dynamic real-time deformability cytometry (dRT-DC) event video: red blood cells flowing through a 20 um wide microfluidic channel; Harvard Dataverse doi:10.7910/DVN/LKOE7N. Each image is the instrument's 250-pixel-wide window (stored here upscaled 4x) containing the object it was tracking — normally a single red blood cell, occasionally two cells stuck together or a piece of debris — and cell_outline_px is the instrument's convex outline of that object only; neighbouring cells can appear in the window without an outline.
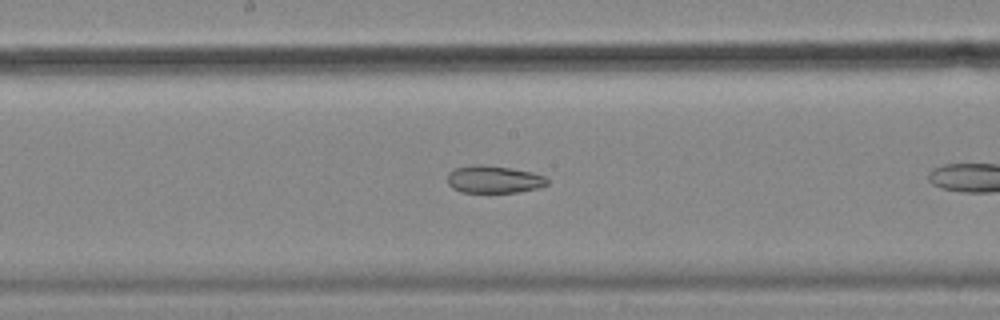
{"species": "common noctule bat (a hibernating species)", "species_latin": "Nyctalus noctula", "temperature_condition": "cold", "stored_images_in_passage": 13, "camera_frame_rate_fps": 3000, "um_per_image_px": 0.085, "animal": {"sex": "female", "body_mass_g": 18.4}, "frame": {"image": 1, "passage_image": 8, "time_ms": 2.333, "image_size_px": [1000, 320], "cell_outline_px": [[548, 184], [540, 188], [520, 192], [460, 192], [452, 188], [448, 184], [448, 172], [456, 168], [472, 164], [484, 164], [512, 168], [532, 172], [544, 176], [548, 180]], "centroid_in_image_um": [41.98, 15.24], "position_along_channel_um": 206.2, "area_um2": 16.18}}
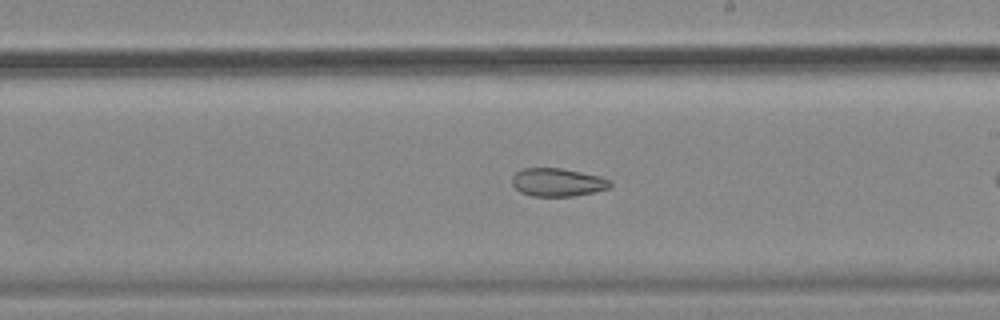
{"frame": {"image": 2, "passage_image": 11, "time_ms": 3.333, "image_size_px": [1000, 320], "cell_outline_px": [[612, 184], [608, 188], [592, 192], [572, 196], [532, 196], [520, 192], [512, 184], [512, 176], [516, 172], [524, 168], [560, 168], [600, 176], [612, 180]], "centroid_in_image_um": [47.38, 15.49], "position_along_channel_um": 241.6, "area_um2": 16.01}}